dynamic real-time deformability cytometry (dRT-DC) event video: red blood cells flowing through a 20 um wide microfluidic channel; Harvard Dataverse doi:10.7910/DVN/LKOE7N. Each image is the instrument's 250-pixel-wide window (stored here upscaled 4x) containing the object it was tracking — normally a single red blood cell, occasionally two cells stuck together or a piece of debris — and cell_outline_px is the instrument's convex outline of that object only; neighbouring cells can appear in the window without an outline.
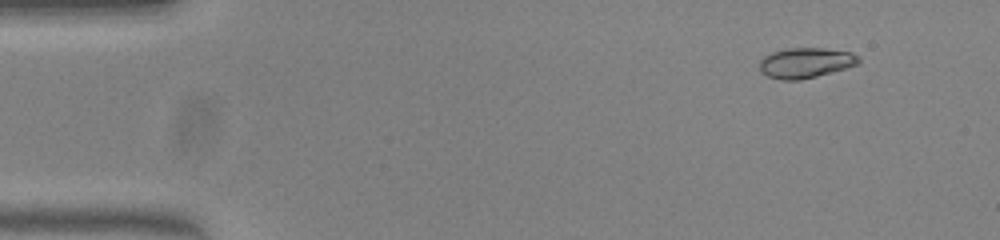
{"species": "common noctule bat (a hibernating species)", "species_latin": "Nyctalus noctula", "temperature_condition": "warm", "stored_images_in_passage": 49, "camera_frame_rate_fps": 3000, "um_per_image_px": 0.085, "animal": {"sex": "female", "body_mass_g": 23.0, "forearm_length_mm": 53.4}, "frame": {"image": 1, "passage_image": 3, "time_ms": 0.667, "image_size_px": [1000, 240], "cell_outline_px": [[860, 60], [856, 64], [844, 68], [816, 76], [800, 80], [780, 80], [768, 76], [760, 72], [760, 60], [764, 56], [772, 52], [788, 48], [824, 48], [852, 52], [860, 56]], "centroid_in_image_um": [68.46, 5.33], "position_along_channel_um": 16.5, "area_um2": 17.4}}
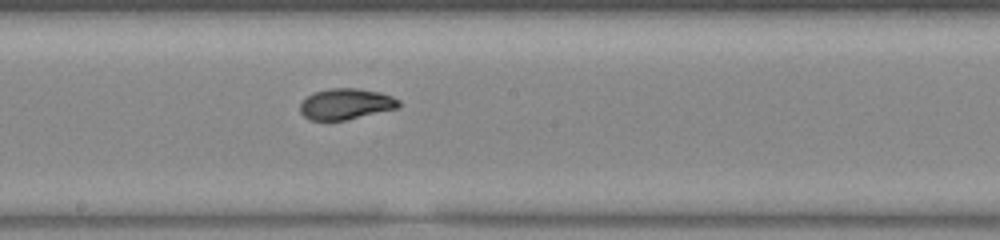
{"frame": {"image": 2, "passage_image": 26, "time_ms": 8.333, "image_size_px": [1000, 240], "cell_outline_px": [[400, 108], [344, 120], [308, 120], [300, 112], [300, 104], [312, 92], [328, 88], [356, 88], [380, 92], [392, 96], [400, 100]], "centroid_in_image_um": [29.41, 8.83], "position_along_channel_um": 218.8, "area_um2": 17.92}}
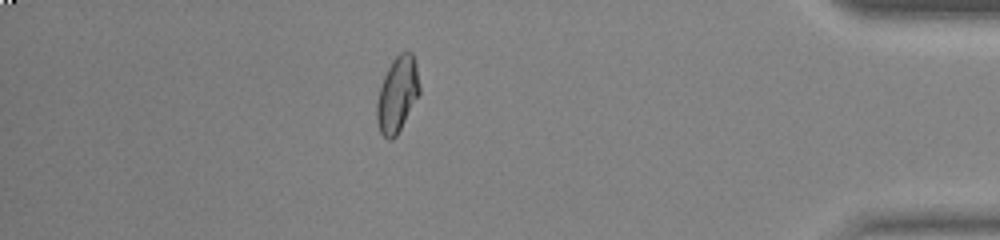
{"frame": {"image": 3, "passage_image": 43, "time_ms": 14.0, "image_size_px": [1000, 240], "cell_outline_px": [[420, 92], [396, 136], [392, 140], [388, 140], [380, 132], [376, 120], [376, 104], [380, 88], [384, 76], [392, 60], [400, 52], [408, 48], [412, 52], [416, 64], [420, 88]], "centroid_in_image_um": [33.77, 7.99], "position_along_channel_um": 401.4, "area_um2": 18.79}, "authors_computed_cell_mechanics": {"area_um2": 17.9758, "velocity_mm_per_s": 3.9938, "shape_relaxation_time_tau1_ms": 3.9102, "shape_relaxation_time_tau2_ms": 1.3406, "deformation_change_tau1": 0.1839, "deformation_change_tau2": 0.046}}